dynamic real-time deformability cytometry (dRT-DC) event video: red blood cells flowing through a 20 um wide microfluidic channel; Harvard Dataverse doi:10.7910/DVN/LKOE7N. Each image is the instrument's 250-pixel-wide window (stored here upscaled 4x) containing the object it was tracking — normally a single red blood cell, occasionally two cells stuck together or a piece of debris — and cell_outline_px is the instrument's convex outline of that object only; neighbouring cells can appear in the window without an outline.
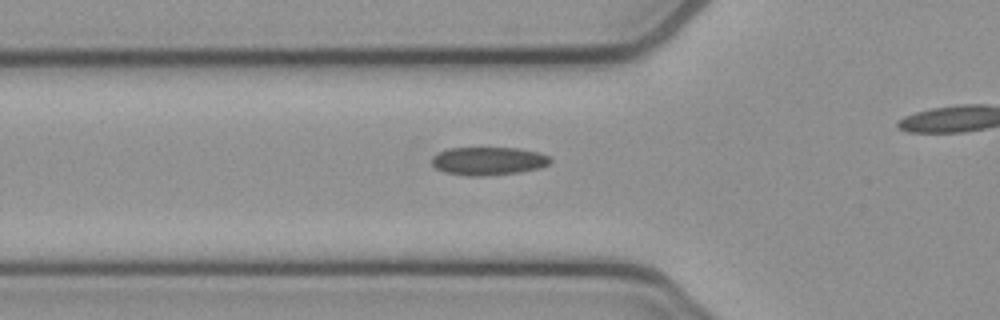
{"species": "common noctule bat (a hibernating species)", "species_latin": "Nyctalus noctula", "temperature_condition": "cold", "stored_images_in_passage": 27, "camera_frame_rate_fps": 3000, "um_per_image_px": 0.085, "animal": {"sex": "female", "body_mass_g": 21.9}, "frame": {"image": 1, "passage_image": 3, "time_ms": 0.667, "image_size_px": [1000, 320], "cell_outline_px": [[552, 160], [548, 164], [540, 168], [520, 172], [484, 176], [468, 176], [444, 172], [436, 168], [432, 164], [432, 156], [448, 148], [516, 148], [540, 152], [548, 156]], "centroid_in_image_um": [41.51, 13.69], "position_along_channel_um": 84.3, "area_um2": 19.48}}
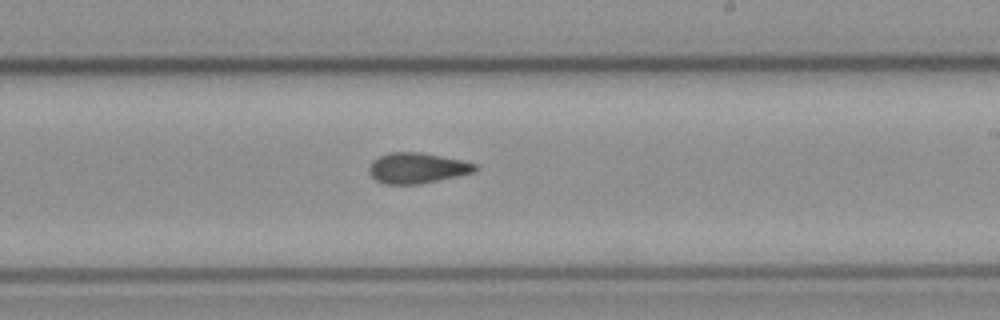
{"frame": {"image": 2, "passage_image": 16, "time_ms": 5.0, "image_size_px": [1000, 320], "cell_outline_px": [[480, 168], [472, 172], [456, 176], [420, 184], [384, 184], [376, 180], [368, 172], [368, 168], [372, 160], [388, 152], [420, 152], [464, 160], [476, 164]], "centroid_in_image_um": [35.44, 14.27], "position_along_channel_um": 253.6, "area_um2": 18.96}}
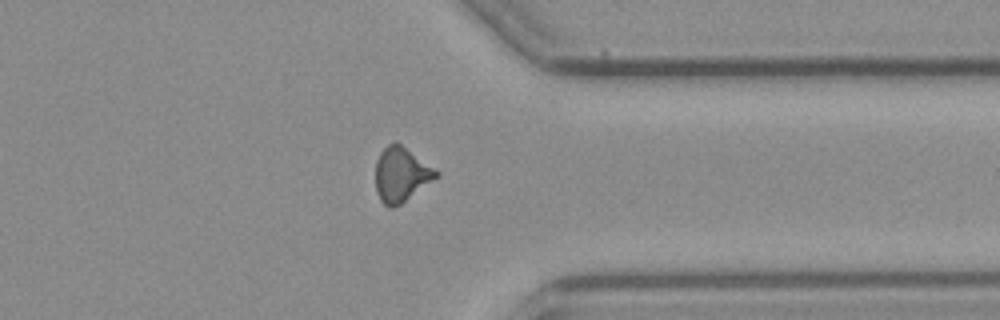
{"frame": {"image": 3, "passage_image": 26, "time_ms": 8.333, "image_size_px": [1000, 320], "cell_outline_px": [[440, 176], [400, 204], [392, 208], [388, 208], [380, 200], [376, 192], [376, 160], [380, 152], [388, 144], [400, 144], [440, 172]], "centroid_in_image_um": [34.1, 14.86], "position_along_channel_um": 377.3, "area_um2": 19.07}}